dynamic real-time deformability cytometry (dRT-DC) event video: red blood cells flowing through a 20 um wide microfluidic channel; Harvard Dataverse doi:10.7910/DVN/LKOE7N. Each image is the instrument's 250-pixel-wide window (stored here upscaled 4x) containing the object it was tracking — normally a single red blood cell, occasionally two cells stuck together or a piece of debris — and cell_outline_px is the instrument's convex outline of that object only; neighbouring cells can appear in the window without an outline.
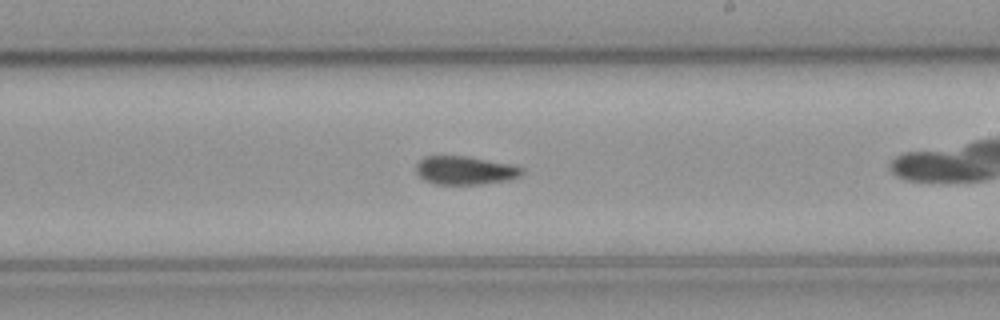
{"species": "common noctule bat (a hibernating species)", "species_latin": "Nyctalus noctula", "temperature_condition": "cold", "stored_images_in_passage": 43, "camera_frame_rate_fps": 3000, "um_per_image_px": 0.085, "animal": {"sex": "male", "body_mass_g": 23.1, "forearm_length_mm": 52.7}, "frame": {"image": 1, "passage_image": 19, "time_ms": 6.0, "image_size_px": [1000, 320], "cell_outline_px": [[524, 172], [520, 176], [508, 180], [476, 184], [436, 184], [420, 176], [416, 172], [416, 164], [424, 156], [468, 156], [512, 164], [524, 168]], "centroid_in_image_um": [39.56, 14.46], "position_along_channel_um": 249.4, "area_um2": 17.46}}
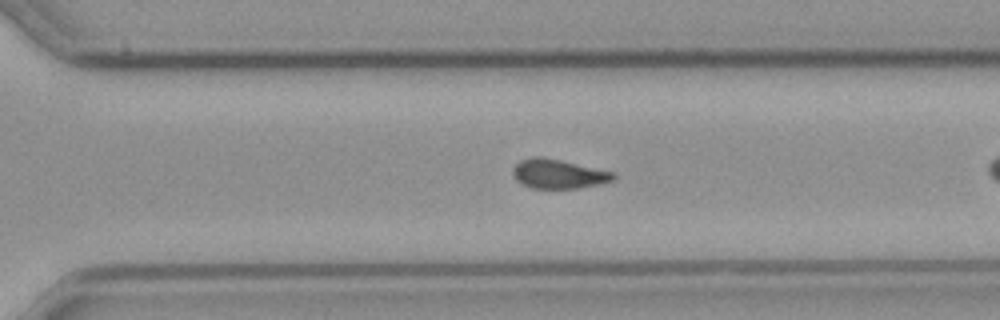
{"frame": {"image": 2, "passage_image": 25, "time_ms": 8.0, "image_size_px": [1000, 320], "cell_outline_px": [[616, 180], [600, 184], [580, 188], [528, 188], [520, 184], [516, 180], [512, 172], [512, 168], [520, 160], [536, 156], [540, 156], [560, 160], [616, 172]], "centroid_in_image_um": [47.48, 14.79], "position_along_channel_um": 323.1, "area_um2": 17.4}}